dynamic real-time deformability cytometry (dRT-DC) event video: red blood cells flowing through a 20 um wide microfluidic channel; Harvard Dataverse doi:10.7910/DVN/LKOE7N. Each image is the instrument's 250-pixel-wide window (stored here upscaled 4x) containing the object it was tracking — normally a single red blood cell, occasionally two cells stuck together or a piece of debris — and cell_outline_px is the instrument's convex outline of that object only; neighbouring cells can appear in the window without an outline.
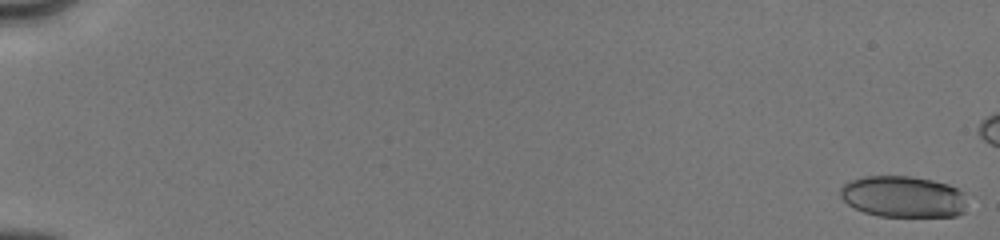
{"species": "human", "species_latin": "Homo sapiens", "temperature_condition": "cold", "stored_images_in_passage": 46, "camera_frame_rate_fps": 3000, "um_per_image_px": 0.085, "donor": {"sex": "male"}, "frame": {"image": 1, "passage_image": 1, "time_ms": 0.0, "image_size_px": [1000, 240], "cell_outline_px": [[964, 212], [956, 216], [880, 216], [864, 212], [848, 204], [840, 196], [840, 188], [844, 184], [852, 180], [864, 176], [912, 176], [932, 180], [948, 184], [964, 192]], "centroid_in_image_um": [76.76, 16.71], "position_along_channel_um": 8.2, "area_um2": 30.46}}
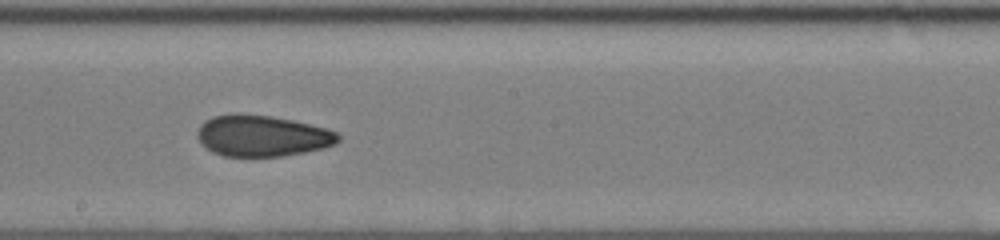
{"frame": {"image": 2, "passage_image": 33, "time_ms": 10.333, "image_size_px": [1000, 240], "cell_outline_px": [[340, 140], [336, 144], [324, 148], [284, 156], [224, 156], [212, 152], [196, 136], [196, 132], [200, 124], [204, 120], [212, 116], [236, 112], [240, 112], [272, 116], [292, 120], [328, 128], [336, 132], [340, 136]], "centroid_in_image_um": [22.28, 11.52], "position_along_channel_um": 225.9, "area_um2": 34.22}}
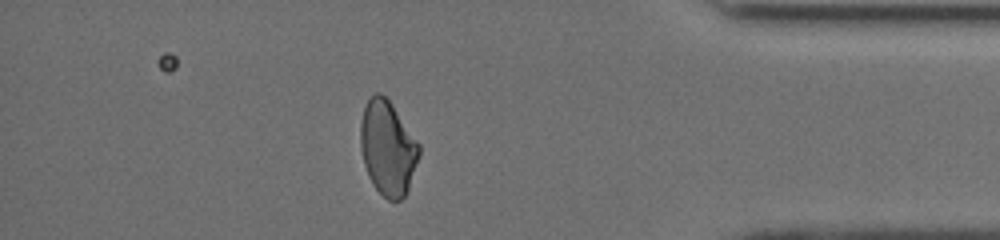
{"frame": {"image": 3, "passage_image": 45, "time_ms": 15.333, "image_size_px": [1000, 240], "cell_outline_px": [[420, 152], [408, 188], [404, 196], [400, 200], [388, 200], [372, 184], [368, 176], [364, 164], [360, 148], [360, 124], [364, 108], [368, 100], [376, 92], [380, 92], [392, 104], [420, 144]], "centroid_in_image_um": [32.94, 12.57], "position_along_channel_um": 402.3, "area_um2": 32.02}}